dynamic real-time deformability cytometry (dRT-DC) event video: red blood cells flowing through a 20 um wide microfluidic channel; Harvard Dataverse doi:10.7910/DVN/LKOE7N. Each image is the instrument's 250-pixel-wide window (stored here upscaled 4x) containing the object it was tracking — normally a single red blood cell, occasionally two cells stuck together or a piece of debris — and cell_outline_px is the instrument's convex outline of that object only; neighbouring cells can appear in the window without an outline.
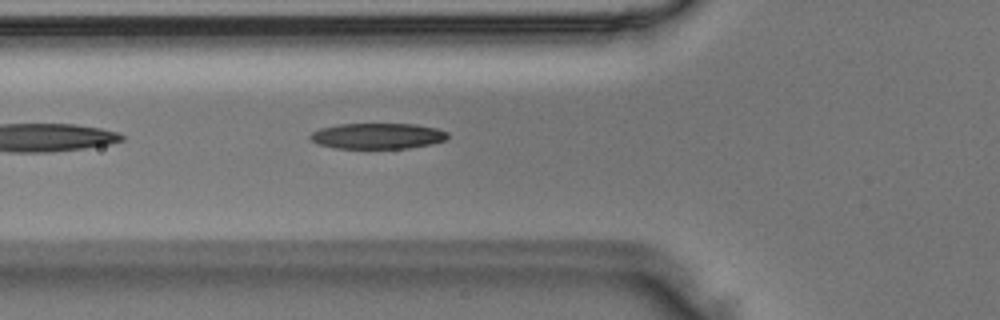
{"species": "Egyptian fruit bat (a non-hibernating species)", "species_latin": "Rousettus aegyptiacus", "temperature_condition": "room temperature", "stored_images_in_passage": 34, "camera_frame_rate_fps": 3000, "um_per_image_px": 0.085, "animal": {"sex": "male"}, "frame": {"image": 1, "passage_image": 5, "time_ms": 1.333, "image_size_px": [1000, 320], "cell_outline_px": [[448, 136], [444, 140], [432, 144], [408, 148], [336, 148], [320, 144], [312, 140], [308, 136], [312, 132], [320, 128], [340, 124], [416, 124], [436, 128], [448, 132]], "centroid_in_image_um": [32.11, 11.55], "position_along_channel_um": 93.7, "area_um2": 20.52}}
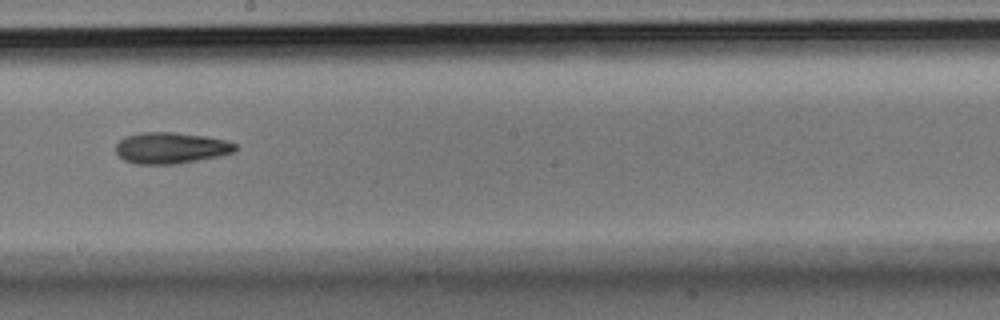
{"frame": {"image": 2, "passage_image": 15, "time_ms": 4.667, "image_size_px": [1000, 320], "cell_outline_px": [[236, 148], [232, 152], [216, 156], [196, 160], [172, 164], [140, 164], [124, 160], [116, 152], [116, 144], [124, 136], [140, 132], [176, 132], [204, 136], [224, 140], [236, 144]], "centroid_in_image_um": [14.46, 12.56], "position_along_channel_um": 233.7, "area_um2": 21.44}}
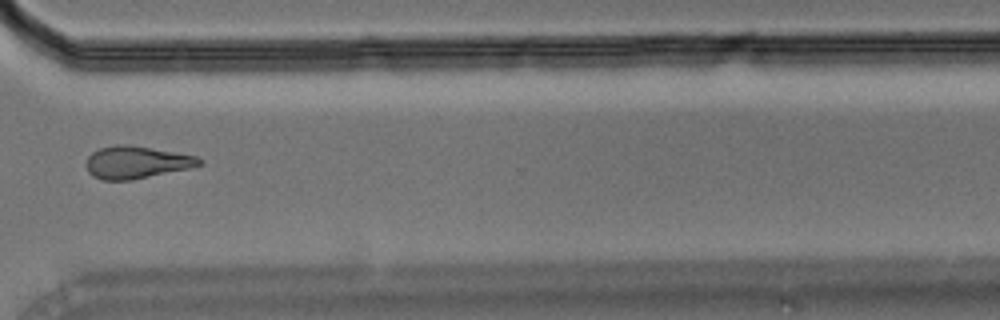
{"frame": {"image": 3, "passage_image": 24, "time_ms": 7.667, "image_size_px": [1000, 320], "cell_outline_px": [[204, 160], [200, 164], [188, 168], [132, 180], [104, 180], [92, 176], [88, 172], [84, 164], [88, 156], [92, 152], [100, 148], [116, 144], [124, 144], [196, 156]], "centroid_in_image_um": [11.52, 13.8], "position_along_channel_um": 359.1, "area_um2": 21.1}}